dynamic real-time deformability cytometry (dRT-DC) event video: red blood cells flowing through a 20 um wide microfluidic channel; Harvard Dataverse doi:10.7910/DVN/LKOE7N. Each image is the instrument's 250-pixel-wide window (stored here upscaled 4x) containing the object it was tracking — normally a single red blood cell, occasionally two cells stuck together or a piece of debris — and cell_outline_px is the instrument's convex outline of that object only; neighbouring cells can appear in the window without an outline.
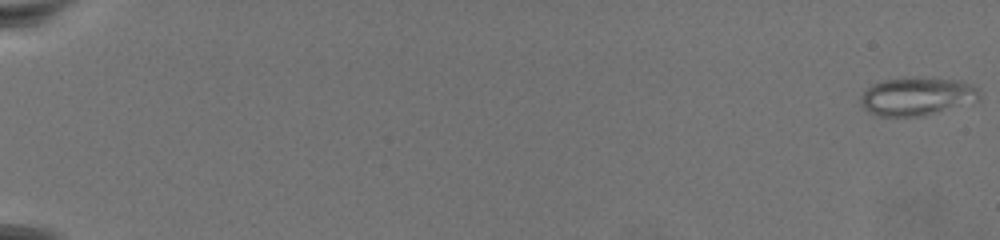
{"species": "common noctule bat (a hibernating species)", "species_latin": "Nyctalus noctula", "temperature_condition": "warm", "stored_images_in_passage": 74, "camera_frame_rate_fps": 3000, "um_per_image_px": 0.085, "animal": {"sex": "female", "body_mass_g": 19.5, "forearm_length_mm": 54.1}, "frame": {"image": 1, "passage_image": 1, "time_ms": 0.0, "image_size_px": [1000, 240], "cell_outline_px": [[980, 100], [972, 104], [924, 116], [876, 116], [868, 112], [860, 104], [860, 96], [872, 84], [884, 80], [960, 80], [972, 84], [980, 88]], "centroid_in_image_um": [78.0, 8.25], "position_along_channel_um": 7.0, "area_um2": 26.18}}
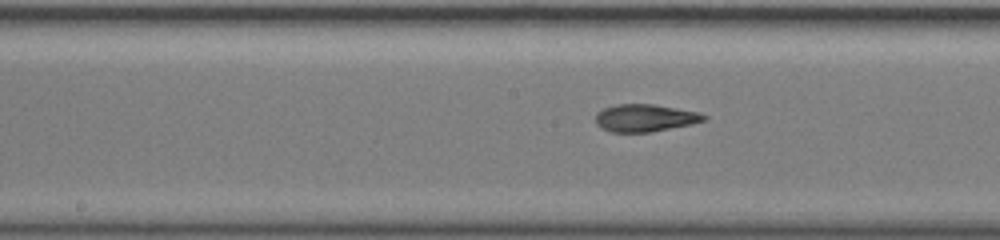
{"frame": {"image": 2, "passage_image": 42, "time_ms": 13.667, "image_size_px": [1000, 240], "cell_outline_px": [[708, 120], [692, 124], [652, 132], [612, 132], [600, 128], [596, 124], [596, 112], [604, 108], [616, 104], [652, 104], [700, 112], [708, 116]], "centroid_in_image_um": [54.85, 10.03], "position_along_channel_um": 193.4, "area_um2": 17.51}}
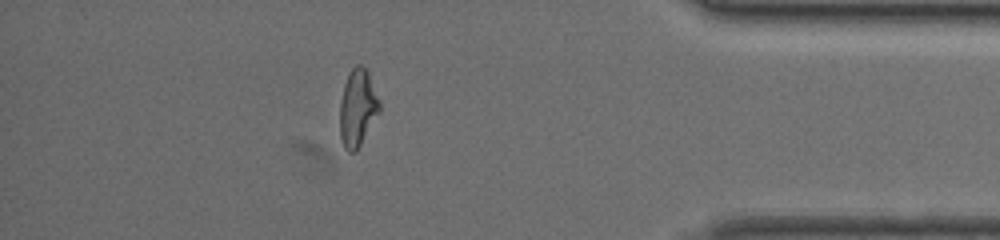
{"frame": {"image": 3, "passage_image": 66, "time_ms": 21.667, "image_size_px": [1000, 240], "cell_outline_px": [[380, 112], [356, 152], [348, 152], [344, 148], [340, 136], [340, 104], [344, 84], [348, 72], [356, 64], [360, 64], [368, 72], [380, 100]], "centroid_in_image_um": [30.4, 9.17], "position_along_channel_um": 404.8, "area_um2": 17.98}}